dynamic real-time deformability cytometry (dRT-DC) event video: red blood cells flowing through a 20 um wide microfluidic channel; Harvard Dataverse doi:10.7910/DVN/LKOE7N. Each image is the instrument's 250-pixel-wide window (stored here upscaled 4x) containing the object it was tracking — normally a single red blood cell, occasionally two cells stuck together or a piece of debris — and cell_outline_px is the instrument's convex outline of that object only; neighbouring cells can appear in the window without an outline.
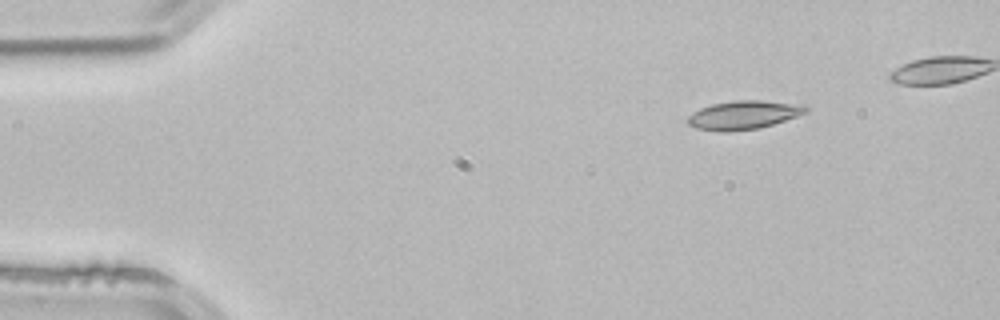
{"species": "common noctule bat (a hibernating species)", "species_latin": "Nyctalus noctula", "temperature_condition": "room temperature", "stored_images_in_passage": 3, "segment_of_instrument_passage": [2, 2], "camera_frame_rate_fps": 3000, "um_per_image_px": 0.085, "animal": {"sex": "male", "body_mass_g": 21.5, "forearm_length_mm": 52.0}, "frame": {"image": 1, "passage_image": 3, "time_ms": 0.667, "image_size_px": [1000, 320], "cell_outline_px": [[808, 112], [760, 128], [728, 132], [724, 132], [696, 128], [688, 124], [688, 116], [692, 112], [700, 108], [712, 104], [736, 100], [760, 100], [808, 104]], "centroid_in_image_um": [63.23, 9.76], "position_along_channel_um": 21.8, "area_um2": 19.83}}